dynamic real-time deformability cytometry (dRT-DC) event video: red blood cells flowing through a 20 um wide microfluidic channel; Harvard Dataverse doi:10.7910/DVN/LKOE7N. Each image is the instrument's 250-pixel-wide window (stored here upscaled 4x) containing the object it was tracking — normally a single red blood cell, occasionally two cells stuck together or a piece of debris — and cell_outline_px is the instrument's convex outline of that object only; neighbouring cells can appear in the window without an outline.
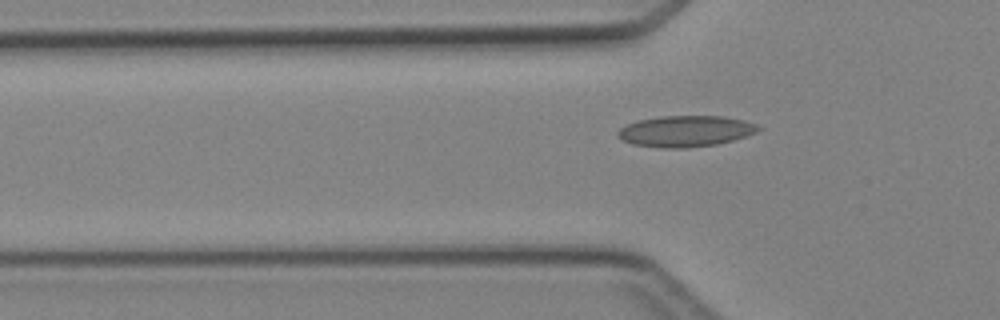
{"species": "Egyptian fruit bat (a non-hibernating species)", "species_latin": "Rousettus aegyptiacus", "temperature_condition": "cold", "stored_images_in_passage": 3, "camera_frame_rate_fps": 3000, "um_per_image_px": 0.085, "animal": {"sex": "female"}, "frame": {"image": 1, "passage_image": 3, "time_ms": 2.333, "image_size_px": [1000, 320], "cell_outline_px": [[764, 128], [756, 132], [732, 140], [716, 144], [688, 148], [660, 148], [632, 144], [616, 136], [616, 132], [620, 128], [636, 120], [660, 116], [724, 116], [744, 120], [756, 124]], "centroid_in_image_um": [58.25, 11.15], "position_along_channel_um": 67.5, "area_um2": 25.61}}